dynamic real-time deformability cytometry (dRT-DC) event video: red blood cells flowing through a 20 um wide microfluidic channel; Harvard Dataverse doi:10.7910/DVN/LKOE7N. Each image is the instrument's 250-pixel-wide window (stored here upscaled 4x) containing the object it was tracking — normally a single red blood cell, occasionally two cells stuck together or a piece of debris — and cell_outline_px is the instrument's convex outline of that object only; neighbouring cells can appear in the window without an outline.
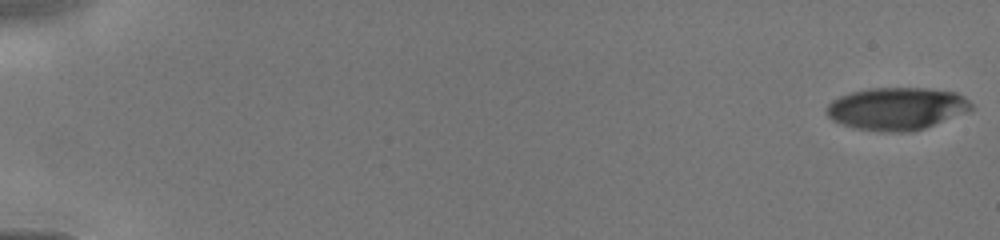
{"species": "human", "species_latin": "Homo sapiens", "temperature_condition": "cold", "stored_images_in_passage": 18, "camera_frame_rate_fps": 3000, "um_per_image_px": 0.085, "donor": {"sex": "male"}, "frame": {"image": 1, "passage_image": 1, "time_ms": 0.0, "image_size_px": [1000, 240], "cell_outline_px": [[972, 108], [968, 112], [924, 128], [912, 132], [880, 132], [852, 128], [832, 120], [824, 112], [824, 108], [832, 100], [840, 96], [852, 92], [868, 88], [928, 88], [956, 92], [964, 96], [972, 104]], "centroid_in_image_um": [76.2, 9.24], "position_along_channel_um": 8.8, "area_um2": 36.24}}
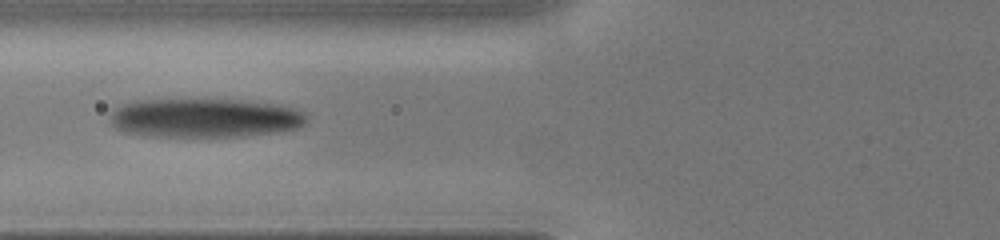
{"frame": {"image": 2, "passage_image": 16, "time_ms": 6.333, "image_size_px": [1000, 240], "cell_outline_px": [[308, 116], [304, 124], [296, 128], [276, 132], [244, 136], [152, 136], [124, 132], [116, 128], [108, 120], [112, 108], [120, 104], [140, 100], [248, 100], [280, 104], [296, 108], [304, 112]], "centroid_in_image_um": [17.4, 10.01], "position_along_channel_um": 108.4, "area_um2": 45.03}}
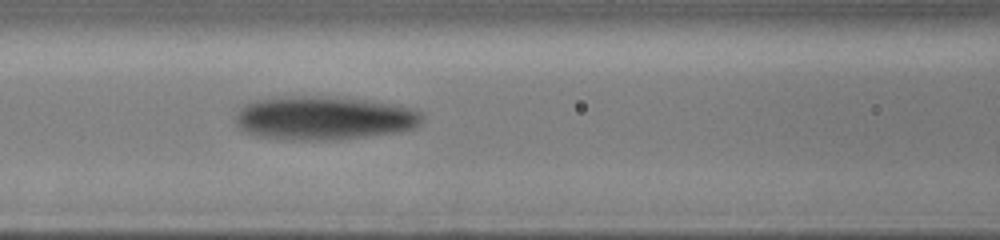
{"frame": {"image": 3, "passage_image": 18, "time_ms": 7.0, "image_size_px": [1000, 240], "cell_outline_px": [[424, 120], [416, 128], [400, 132], [332, 140], [292, 140], [260, 136], [244, 132], [236, 124], [236, 116], [240, 108], [244, 104], [256, 100], [292, 96], [316, 96], [372, 100], [400, 104], [412, 108], [420, 112], [424, 116]], "centroid_in_image_um": [27.6, 10.03], "position_along_channel_um": 139.0, "area_um2": 47.86}}